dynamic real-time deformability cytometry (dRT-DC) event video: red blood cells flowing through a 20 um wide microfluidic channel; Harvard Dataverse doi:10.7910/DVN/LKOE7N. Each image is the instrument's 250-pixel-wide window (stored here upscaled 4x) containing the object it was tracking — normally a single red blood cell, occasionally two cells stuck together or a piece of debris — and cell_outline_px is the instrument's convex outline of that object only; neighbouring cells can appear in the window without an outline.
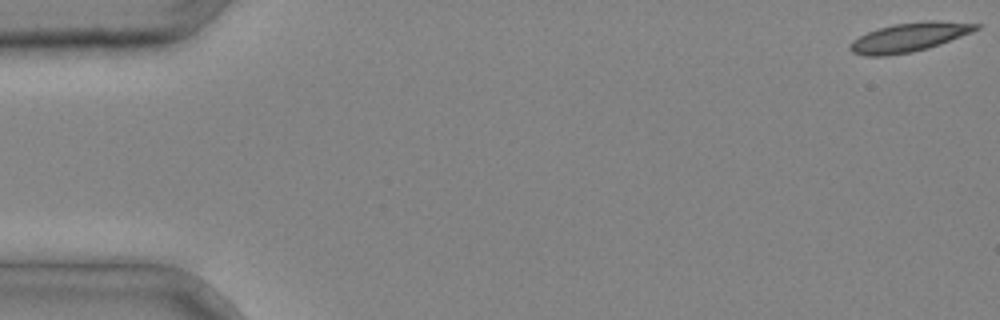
{"species": "common noctule bat (a hibernating species)", "species_latin": "Nyctalus noctula", "temperature_condition": "cold", "stored_images_in_passage": 3, "camera_frame_rate_fps": 3000, "um_per_image_px": 0.085, "animal": {"sex": "male", "body_mass_g": 20.4}, "frame": {"image": 1, "passage_image": 3, "time_ms": 0.667, "image_size_px": [1000, 320], "cell_outline_px": [[984, 24], [980, 28], [972, 32], [940, 44], [928, 48], [912, 52], [884, 56], [864, 56], [852, 52], [848, 48], [852, 40], [868, 32], [880, 28], [896, 24], [928, 20], [932, 20]], "centroid_in_image_um": [77.3, 3.17], "position_along_channel_um": 7.7, "area_um2": 21.21}}